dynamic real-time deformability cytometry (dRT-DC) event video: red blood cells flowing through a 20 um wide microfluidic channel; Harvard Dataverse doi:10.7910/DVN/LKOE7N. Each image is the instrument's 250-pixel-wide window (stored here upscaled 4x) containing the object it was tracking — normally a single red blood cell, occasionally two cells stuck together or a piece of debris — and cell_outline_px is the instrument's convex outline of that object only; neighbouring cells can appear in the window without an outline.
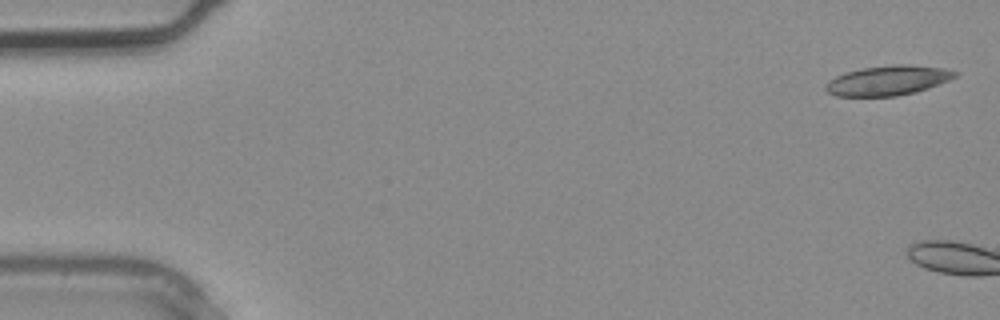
{"species": "common noctule bat (a hibernating species)", "species_latin": "Nyctalus noctula", "temperature_condition": "warm", "stored_images_in_passage": 4, "camera_frame_rate_fps": 3000, "um_per_image_px": 0.085, "animal": {"sex": "male", "body_mass_g": 20.4}, "frame": {"image": 1, "passage_image": 1, "time_ms": 0.0, "image_size_px": [1000, 320], "cell_outline_px": [[960, 72], [956, 76], [948, 80], [928, 88], [916, 92], [896, 96], [836, 96], [828, 92], [824, 88], [828, 80], [844, 72], [860, 68], [896, 64], [908, 64], [944, 68]], "centroid_in_image_um": [75.46, 6.83], "position_along_channel_um": 9.5, "area_um2": 22.54}}
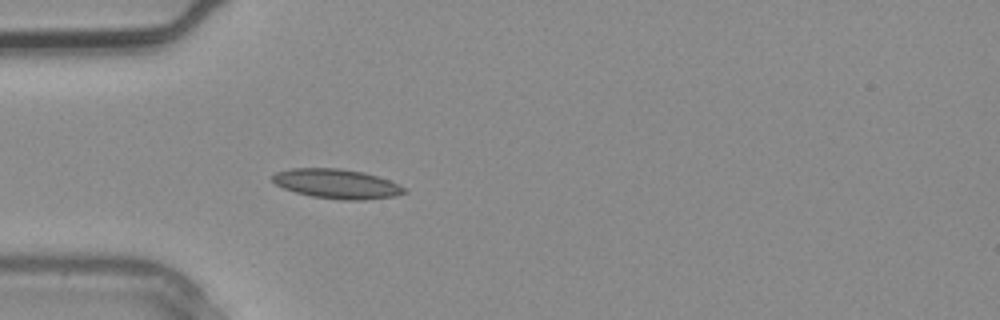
{"frame": {"image": 2, "passage_image": 4, "time_ms": 1.0, "image_size_px": [1000, 320], "cell_outline_px": [[408, 192], [396, 196], [364, 200], [340, 200], [312, 196], [296, 192], [284, 188], [276, 184], [272, 180], [272, 176], [276, 172], [292, 168], [340, 168], [364, 172], [388, 180], [408, 188]], "centroid_in_image_um": [28.66, 15.63], "position_along_channel_um": 56.3, "area_um2": 22.72}}